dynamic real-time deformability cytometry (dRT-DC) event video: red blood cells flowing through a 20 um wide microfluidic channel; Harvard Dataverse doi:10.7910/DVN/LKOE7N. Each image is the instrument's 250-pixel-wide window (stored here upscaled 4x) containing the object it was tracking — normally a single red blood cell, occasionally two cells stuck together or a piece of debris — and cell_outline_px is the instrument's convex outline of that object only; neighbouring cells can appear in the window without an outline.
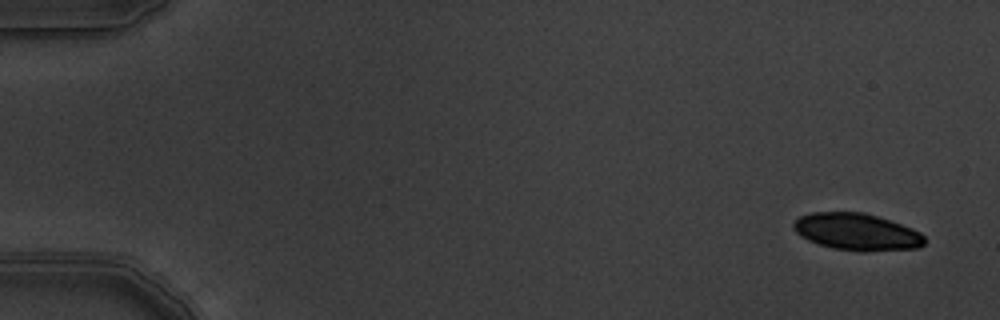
{"species": "common noctule bat (a hibernating species)", "species_latin": "Nyctalus noctula", "temperature_condition": "warm", "stored_images_in_passage": 6, "camera_frame_rate_fps": 3000, "um_per_image_px": 0.085, "animal": {"sex": "male", "body_mass_g": 19.5, "forearm_length_mm": 54.6}, "frame": {"image": 1, "passage_image": 1, "time_ms": 0.0, "image_size_px": [1000, 320], "cell_outline_px": [[924, 244], [920, 248], [864, 252], [860, 252], [832, 248], [808, 240], [796, 232], [792, 228], [792, 224], [800, 216], [812, 212], [864, 212], [912, 228], [920, 232], [924, 236]], "centroid_in_image_um": [72.83, 19.72], "position_along_channel_um": 12.2, "area_um2": 28.26}}